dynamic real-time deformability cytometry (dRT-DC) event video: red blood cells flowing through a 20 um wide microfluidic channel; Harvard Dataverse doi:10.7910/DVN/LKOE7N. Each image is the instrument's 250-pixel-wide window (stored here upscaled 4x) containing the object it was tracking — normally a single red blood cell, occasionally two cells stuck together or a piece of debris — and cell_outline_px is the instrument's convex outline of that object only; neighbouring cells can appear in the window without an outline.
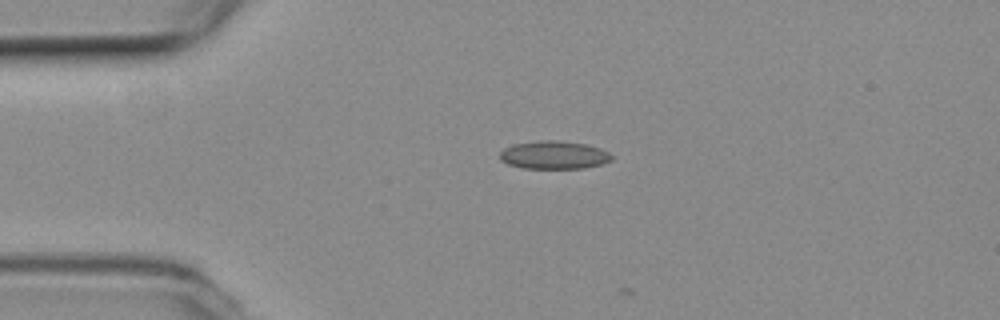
{"species": "common noctule bat (a hibernating species)", "species_latin": "Nyctalus noctula", "temperature_condition": "room temperature", "stored_images_in_passage": 2, "camera_frame_rate_fps": 3000, "um_per_image_px": 0.085, "animal": {"sex": "female", "body_mass_g": 19.3, "forearm_length_mm": 54.1}, "frame": {"image": 1, "passage_image": 1, "time_ms": 0.0, "image_size_px": [1000, 320], "cell_outline_px": [[612, 160], [600, 164], [584, 168], [524, 168], [508, 164], [500, 160], [500, 152], [504, 148], [512, 144], [540, 140], [556, 140], [584, 144], [600, 148], [608, 152], [612, 156]], "centroid_in_image_um": [47.06, 13.17], "position_along_channel_um": 37.9, "area_um2": 18.21}}